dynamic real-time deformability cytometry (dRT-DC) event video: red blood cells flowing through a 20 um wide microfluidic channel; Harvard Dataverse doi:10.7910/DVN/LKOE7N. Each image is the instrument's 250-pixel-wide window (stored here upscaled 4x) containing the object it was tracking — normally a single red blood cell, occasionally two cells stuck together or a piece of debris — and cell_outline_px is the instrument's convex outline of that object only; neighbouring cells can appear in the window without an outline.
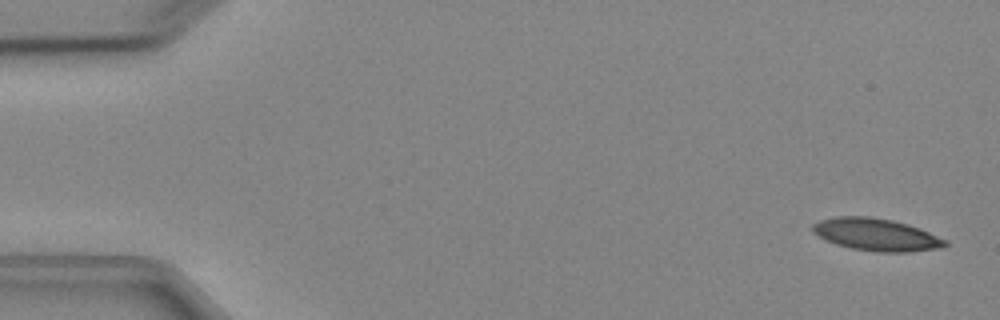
{"species": "Egyptian fruit bat (a non-hibernating species)", "species_latin": "Rousettus aegyptiacus", "temperature_condition": "cold", "stored_images_in_passage": 7, "camera_frame_rate_fps": 3000, "um_per_image_px": 0.085, "animal": {"sex": "female"}, "frame": {"image": 1, "passage_image": 1, "time_ms": 0.0, "image_size_px": [1000, 320], "cell_outline_px": [[948, 244], [940, 248], [908, 252], [876, 252], [852, 248], [836, 244], [820, 236], [812, 228], [812, 224], [820, 220], [836, 216], [868, 216], [892, 220], [908, 224], [920, 228], [948, 240]], "centroid_in_image_um": [74.53, 19.94], "position_along_channel_um": 10.5, "area_um2": 24.85}}
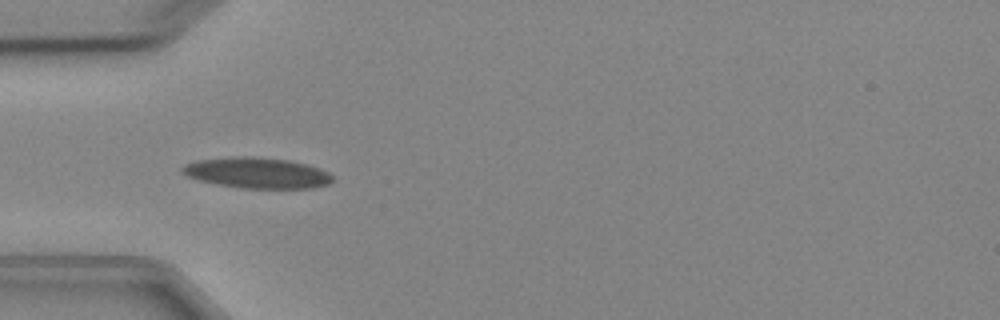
{"frame": {"image": 2, "passage_image": 5, "time_ms": 4.667, "image_size_px": [1000, 320], "cell_outline_px": [[332, 180], [328, 184], [312, 188], [244, 188], [216, 184], [196, 180], [180, 172], [180, 168], [184, 164], [196, 160], [232, 156], [252, 156], [288, 160], [308, 164], [320, 168], [328, 172], [332, 176]], "centroid_in_image_um": [21.8, 14.68], "position_along_channel_um": 63.2, "area_um2": 27.17}}